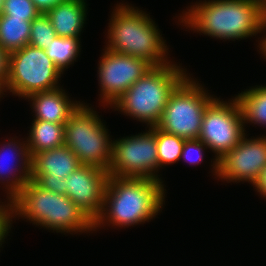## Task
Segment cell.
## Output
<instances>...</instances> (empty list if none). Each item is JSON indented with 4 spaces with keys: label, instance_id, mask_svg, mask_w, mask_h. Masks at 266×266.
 Returning <instances> with one entry per match:
<instances>
[{
    "label": "cell",
    "instance_id": "cell-3",
    "mask_svg": "<svg viewBox=\"0 0 266 266\" xmlns=\"http://www.w3.org/2000/svg\"><path fill=\"white\" fill-rule=\"evenodd\" d=\"M10 202L12 216L24 217L33 224L57 233H90L94 230V221L70 198L45 190L32 179Z\"/></svg>",
    "mask_w": 266,
    "mask_h": 266
},
{
    "label": "cell",
    "instance_id": "cell-22",
    "mask_svg": "<svg viewBox=\"0 0 266 266\" xmlns=\"http://www.w3.org/2000/svg\"><path fill=\"white\" fill-rule=\"evenodd\" d=\"M186 139L164 132L156 126V145L159 169L162 166L180 161L182 148Z\"/></svg>",
    "mask_w": 266,
    "mask_h": 266
},
{
    "label": "cell",
    "instance_id": "cell-12",
    "mask_svg": "<svg viewBox=\"0 0 266 266\" xmlns=\"http://www.w3.org/2000/svg\"><path fill=\"white\" fill-rule=\"evenodd\" d=\"M245 136L218 160L217 177L228 183L247 181L253 185L266 166V136L255 139Z\"/></svg>",
    "mask_w": 266,
    "mask_h": 266
},
{
    "label": "cell",
    "instance_id": "cell-8",
    "mask_svg": "<svg viewBox=\"0 0 266 266\" xmlns=\"http://www.w3.org/2000/svg\"><path fill=\"white\" fill-rule=\"evenodd\" d=\"M63 72L47 56L45 49L30 45L10 53L9 76L5 87L12 94L27 98L29 95L59 88Z\"/></svg>",
    "mask_w": 266,
    "mask_h": 266
},
{
    "label": "cell",
    "instance_id": "cell-27",
    "mask_svg": "<svg viewBox=\"0 0 266 266\" xmlns=\"http://www.w3.org/2000/svg\"><path fill=\"white\" fill-rule=\"evenodd\" d=\"M10 52L0 46V89L5 87L9 76Z\"/></svg>",
    "mask_w": 266,
    "mask_h": 266
},
{
    "label": "cell",
    "instance_id": "cell-25",
    "mask_svg": "<svg viewBox=\"0 0 266 266\" xmlns=\"http://www.w3.org/2000/svg\"><path fill=\"white\" fill-rule=\"evenodd\" d=\"M207 149V145L200 141L199 139H188L185 140L181 158L186 161H188L190 164H199L203 160V151ZM195 155V156H194Z\"/></svg>",
    "mask_w": 266,
    "mask_h": 266
},
{
    "label": "cell",
    "instance_id": "cell-32",
    "mask_svg": "<svg viewBox=\"0 0 266 266\" xmlns=\"http://www.w3.org/2000/svg\"><path fill=\"white\" fill-rule=\"evenodd\" d=\"M5 0H0V15L3 14Z\"/></svg>",
    "mask_w": 266,
    "mask_h": 266
},
{
    "label": "cell",
    "instance_id": "cell-20",
    "mask_svg": "<svg viewBox=\"0 0 266 266\" xmlns=\"http://www.w3.org/2000/svg\"><path fill=\"white\" fill-rule=\"evenodd\" d=\"M241 108L245 123L266 126V86H255L235 97Z\"/></svg>",
    "mask_w": 266,
    "mask_h": 266
},
{
    "label": "cell",
    "instance_id": "cell-1",
    "mask_svg": "<svg viewBox=\"0 0 266 266\" xmlns=\"http://www.w3.org/2000/svg\"><path fill=\"white\" fill-rule=\"evenodd\" d=\"M162 181L147 178L109 176L101 214L94 230L109 222L112 226L129 227L153 219L165 199Z\"/></svg>",
    "mask_w": 266,
    "mask_h": 266
},
{
    "label": "cell",
    "instance_id": "cell-19",
    "mask_svg": "<svg viewBox=\"0 0 266 266\" xmlns=\"http://www.w3.org/2000/svg\"><path fill=\"white\" fill-rule=\"evenodd\" d=\"M31 23L24 19L0 15V46L11 53L28 45Z\"/></svg>",
    "mask_w": 266,
    "mask_h": 266
},
{
    "label": "cell",
    "instance_id": "cell-24",
    "mask_svg": "<svg viewBox=\"0 0 266 266\" xmlns=\"http://www.w3.org/2000/svg\"><path fill=\"white\" fill-rule=\"evenodd\" d=\"M40 14L32 0H5L3 15L32 22Z\"/></svg>",
    "mask_w": 266,
    "mask_h": 266
},
{
    "label": "cell",
    "instance_id": "cell-10",
    "mask_svg": "<svg viewBox=\"0 0 266 266\" xmlns=\"http://www.w3.org/2000/svg\"><path fill=\"white\" fill-rule=\"evenodd\" d=\"M156 145V126L143 134L112 141L109 175L122 178H147L161 181Z\"/></svg>",
    "mask_w": 266,
    "mask_h": 266
},
{
    "label": "cell",
    "instance_id": "cell-30",
    "mask_svg": "<svg viewBox=\"0 0 266 266\" xmlns=\"http://www.w3.org/2000/svg\"><path fill=\"white\" fill-rule=\"evenodd\" d=\"M259 48H260V51L261 53L266 57V37L264 35V38L262 37V39L260 40V43H259Z\"/></svg>",
    "mask_w": 266,
    "mask_h": 266
},
{
    "label": "cell",
    "instance_id": "cell-7",
    "mask_svg": "<svg viewBox=\"0 0 266 266\" xmlns=\"http://www.w3.org/2000/svg\"><path fill=\"white\" fill-rule=\"evenodd\" d=\"M201 86L187 76L171 93L157 127L186 140L198 139L204 111L215 99Z\"/></svg>",
    "mask_w": 266,
    "mask_h": 266
},
{
    "label": "cell",
    "instance_id": "cell-11",
    "mask_svg": "<svg viewBox=\"0 0 266 266\" xmlns=\"http://www.w3.org/2000/svg\"><path fill=\"white\" fill-rule=\"evenodd\" d=\"M99 61L98 77L102 103L112 107L118 98L151 68L147 61L105 48Z\"/></svg>",
    "mask_w": 266,
    "mask_h": 266
},
{
    "label": "cell",
    "instance_id": "cell-18",
    "mask_svg": "<svg viewBox=\"0 0 266 266\" xmlns=\"http://www.w3.org/2000/svg\"><path fill=\"white\" fill-rule=\"evenodd\" d=\"M32 122L26 141L30 157L35 153L64 145L65 124L43 120H34Z\"/></svg>",
    "mask_w": 266,
    "mask_h": 266
},
{
    "label": "cell",
    "instance_id": "cell-4",
    "mask_svg": "<svg viewBox=\"0 0 266 266\" xmlns=\"http://www.w3.org/2000/svg\"><path fill=\"white\" fill-rule=\"evenodd\" d=\"M112 13L106 49L143 59L152 67L170 62L162 34L148 14L122 3Z\"/></svg>",
    "mask_w": 266,
    "mask_h": 266
},
{
    "label": "cell",
    "instance_id": "cell-14",
    "mask_svg": "<svg viewBox=\"0 0 266 266\" xmlns=\"http://www.w3.org/2000/svg\"><path fill=\"white\" fill-rule=\"evenodd\" d=\"M80 165L78 157L65 145L45 150L31 157L30 179L45 190L66 196L65 178Z\"/></svg>",
    "mask_w": 266,
    "mask_h": 266
},
{
    "label": "cell",
    "instance_id": "cell-26",
    "mask_svg": "<svg viewBox=\"0 0 266 266\" xmlns=\"http://www.w3.org/2000/svg\"><path fill=\"white\" fill-rule=\"evenodd\" d=\"M9 202V203H8ZM7 205L0 204V247L2 242H4L6 235H8L11 229L12 223V206L11 202L8 201ZM11 222V223H10Z\"/></svg>",
    "mask_w": 266,
    "mask_h": 266
},
{
    "label": "cell",
    "instance_id": "cell-21",
    "mask_svg": "<svg viewBox=\"0 0 266 266\" xmlns=\"http://www.w3.org/2000/svg\"><path fill=\"white\" fill-rule=\"evenodd\" d=\"M79 38L56 36L45 49L47 56L64 72L65 68L76 61L80 52Z\"/></svg>",
    "mask_w": 266,
    "mask_h": 266
},
{
    "label": "cell",
    "instance_id": "cell-29",
    "mask_svg": "<svg viewBox=\"0 0 266 266\" xmlns=\"http://www.w3.org/2000/svg\"><path fill=\"white\" fill-rule=\"evenodd\" d=\"M253 185L261 196L263 195V197H266V166L263 168Z\"/></svg>",
    "mask_w": 266,
    "mask_h": 266
},
{
    "label": "cell",
    "instance_id": "cell-13",
    "mask_svg": "<svg viewBox=\"0 0 266 266\" xmlns=\"http://www.w3.org/2000/svg\"><path fill=\"white\" fill-rule=\"evenodd\" d=\"M109 172L91 165H80L65 178L66 196L93 221L101 214Z\"/></svg>",
    "mask_w": 266,
    "mask_h": 266
},
{
    "label": "cell",
    "instance_id": "cell-28",
    "mask_svg": "<svg viewBox=\"0 0 266 266\" xmlns=\"http://www.w3.org/2000/svg\"><path fill=\"white\" fill-rule=\"evenodd\" d=\"M66 0H32L37 9L43 14L49 11L51 8Z\"/></svg>",
    "mask_w": 266,
    "mask_h": 266
},
{
    "label": "cell",
    "instance_id": "cell-5",
    "mask_svg": "<svg viewBox=\"0 0 266 266\" xmlns=\"http://www.w3.org/2000/svg\"><path fill=\"white\" fill-rule=\"evenodd\" d=\"M187 76L186 71L174 63L153 67L112 106L133 119L145 122L149 128L157 126L171 93Z\"/></svg>",
    "mask_w": 266,
    "mask_h": 266
},
{
    "label": "cell",
    "instance_id": "cell-9",
    "mask_svg": "<svg viewBox=\"0 0 266 266\" xmlns=\"http://www.w3.org/2000/svg\"><path fill=\"white\" fill-rule=\"evenodd\" d=\"M241 108L236 98L230 102L215 98L205 109L199 140L215 154L214 175L218 174V160L231 151L245 135Z\"/></svg>",
    "mask_w": 266,
    "mask_h": 266
},
{
    "label": "cell",
    "instance_id": "cell-15",
    "mask_svg": "<svg viewBox=\"0 0 266 266\" xmlns=\"http://www.w3.org/2000/svg\"><path fill=\"white\" fill-rule=\"evenodd\" d=\"M9 141L0 148V181L3 185L6 183L8 201L30 180L31 174V157L27 143H24L26 141H23V144L19 140Z\"/></svg>",
    "mask_w": 266,
    "mask_h": 266
},
{
    "label": "cell",
    "instance_id": "cell-6",
    "mask_svg": "<svg viewBox=\"0 0 266 266\" xmlns=\"http://www.w3.org/2000/svg\"><path fill=\"white\" fill-rule=\"evenodd\" d=\"M95 112L84 103L79 106L65 123L64 145L78 157L81 164L108 171L112 140Z\"/></svg>",
    "mask_w": 266,
    "mask_h": 266
},
{
    "label": "cell",
    "instance_id": "cell-23",
    "mask_svg": "<svg viewBox=\"0 0 266 266\" xmlns=\"http://www.w3.org/2000/svg\"><path fill=\"white\" fill-rule=\"evenodd\" d=\"M30 40L28 45L46 49L57 36L55 30L45 13H41L31 23Z\"/></svg>",
    "mask_w": 266,
    "mask_h": 266
},
{
    "label": "cell",
    "instance_id": "cell-16",
    "mask_svg": "<svg viewBox=\"0 0 266 266\" xmlns=\"http://www.w3.org/2000/svg\"><path fill=\"white\" fill-rule=\"evenodd\" d=\"M26 99L33 101L32 108L35 113L33 120L58 124H65L82 104L78 101H71L61 87L31 94Z\"/></svg>",
    "mask_w": 266,
    "mask_h": 266
},
{
    "label": "cell",
    "instance_id": "cell-31",
    "mask_svg": "<svg viewBox=\"0 0 266 266\" xmlns=\"http://www.w3.org/2000/svg\"><path fill=\"white\" fill-rule=\"evenodd\" d=\"M260 3V10L263 18L266 21V0H258Z\"/></svg>",
    "mask_w": 266,
    "mask_h": 266
},
{
    "label": "cell",
    "instance_id": "cell-2",
    "mask_svg": "<svg viewBox=\"0 0 266 266\" xmlns=\"http://www.w3.org/2000/svg\"><path fill=\"white\" fill-rule=\"evenodd\" d=\"M187 10L180 23L217 39L239 40L265 32L258 0H205Z\"/></svg>",
    "mask_w": 266,
    "mask_h": 266
},
{
    "label": "cell",
    "instance_id": "cell-17",
    "mask_svg": "<svg viewBox=\"0 0 266 266\" xmlns=\"http://www.w3.org/2000/svg\"><path fill=\"white\" fill-rule=\"evenodd\" d=\"M84 0H66L57 4L45 14L49 18L57 36L79 38L86 19Z\"/></svg>",
    "mask_w": 266,
    "mask_h": 266
}]
</instances>
